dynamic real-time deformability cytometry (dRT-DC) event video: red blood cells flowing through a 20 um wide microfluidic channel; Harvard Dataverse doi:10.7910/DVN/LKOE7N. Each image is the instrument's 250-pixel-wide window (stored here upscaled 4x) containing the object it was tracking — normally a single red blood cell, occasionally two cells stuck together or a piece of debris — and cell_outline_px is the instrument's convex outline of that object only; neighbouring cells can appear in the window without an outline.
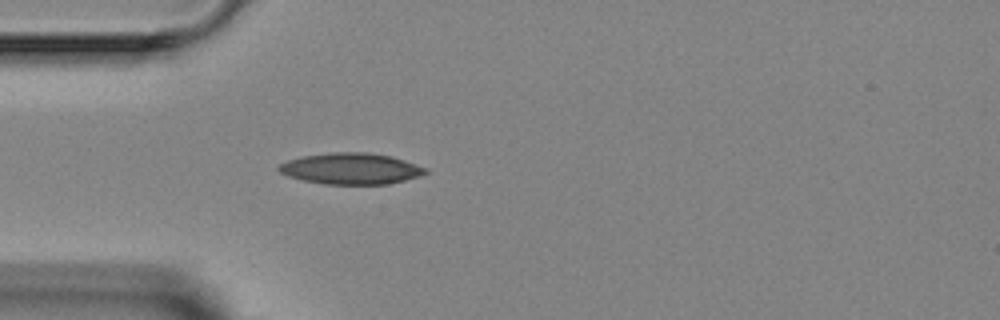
{"species": "Egyptian fruit bat (a non-hibernating species)", "species_latin": "Rousettus aegyptiacus", "temperature_condition": "room temperature", "stored_images_in_passage": 1, "camera_frame_rate_fps": 3000, "um_per_image_px": 0.085, "animal": {"sex": "female"}, "frame": {"image": 1, "passage_image": 1, "time_ms": 0.0, "image_size_px": [1000, 320], "cell_outline_px": [[428, 172], [420, 176], [388, 184], [324, 184], [304, 180], [288, 176], [280, 172], [276, 168], [280, 164], [288, 160], [304, 156], [332, 152], [368, 152], [392, 156], [428, 168]], "centroid_in_image_um": [29.85, 14.33], "position_along_channel_um": 55.1, "area_um2": 26.65}}